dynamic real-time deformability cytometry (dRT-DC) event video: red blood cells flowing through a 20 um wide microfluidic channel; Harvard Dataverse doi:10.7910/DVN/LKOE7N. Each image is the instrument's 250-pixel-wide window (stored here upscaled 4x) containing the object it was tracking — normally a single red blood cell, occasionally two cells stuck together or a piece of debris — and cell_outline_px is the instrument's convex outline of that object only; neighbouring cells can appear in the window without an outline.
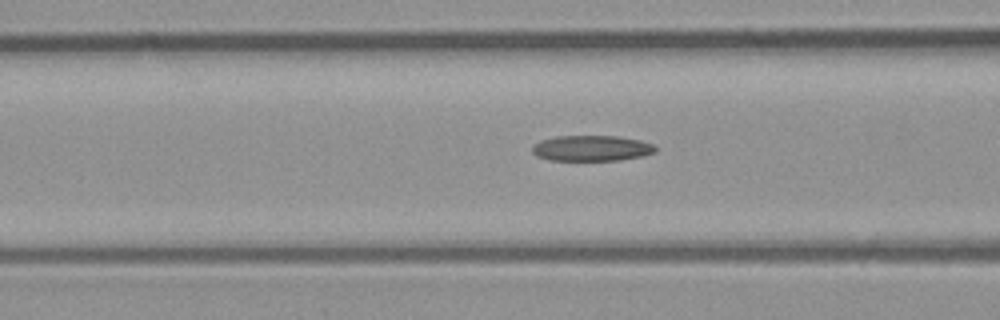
{"species": "common noctule bat (a hibernating species)", "species_latin": "Nyctalus noctula", "temperature_condition": "room temperature", "stored_images_in_passage": 7, "camera_frame_rate_fps": 3000, "um_per_image_px": 0.085, "animal": {"sex": "male", "body_mass_g": 23.1, "forearm_length_mm": 52.7}, "frame": {"image": 1, "passage_image": 6, "time_ms": 1.667, "image_size_px": [1000, 320], "cell_outline_px": [[656, 152], [644, 156], [620, 160], [548, 160], [536, 156], [532, 152], [532, 144], [540, 140], [556, 136], [616, 136], [640, 140], [652, 144], [656, 148]], "centroid_in_image_um": [50.26, 12.6], "position_along_channel_um": 116.3, "area_um2": 18.55}}